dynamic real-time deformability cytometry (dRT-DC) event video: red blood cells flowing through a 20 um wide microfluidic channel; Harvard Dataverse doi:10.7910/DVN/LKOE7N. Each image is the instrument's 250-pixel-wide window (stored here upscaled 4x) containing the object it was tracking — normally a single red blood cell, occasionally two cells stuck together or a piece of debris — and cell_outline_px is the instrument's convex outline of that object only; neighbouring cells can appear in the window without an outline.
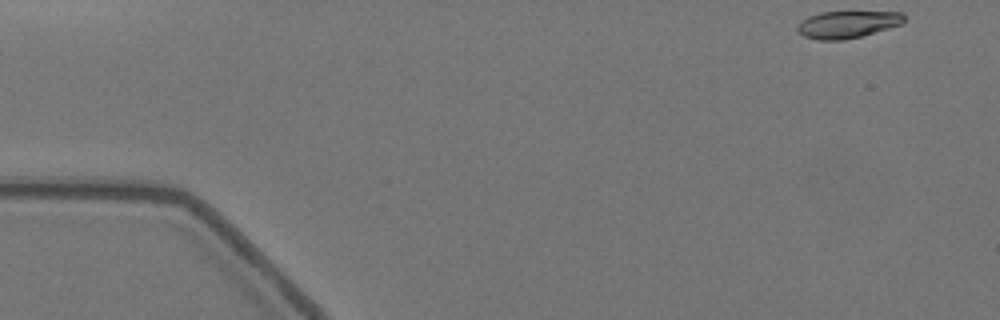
{"species": "Egyptian fruit bat (a non-hibernating species)", "species_latin": "Rousettus aegyptiacus", "temperature_condition": "warm", "stored_images_in_passage": 13, "camera_frame_rate_fps": 3000, "um_per_image_px": 0.085, "animal": {"sex": "female"}, "frame": {"image": 1, "passage_image": 1, "time_ms": 0.0, "image_size_px": [1000, 320], "cell_outline_px": [[904, 24], [860, 36], [844, 40], [816, 40], [804, 36], [796, 32], [796, 28], [800, 20], [808, 16], [820, 12], [904, 12]], "centroid_in_image_um": [71.99, 2.08], "position_along_channel_um": 13.0, "area_um2": 17.05}}
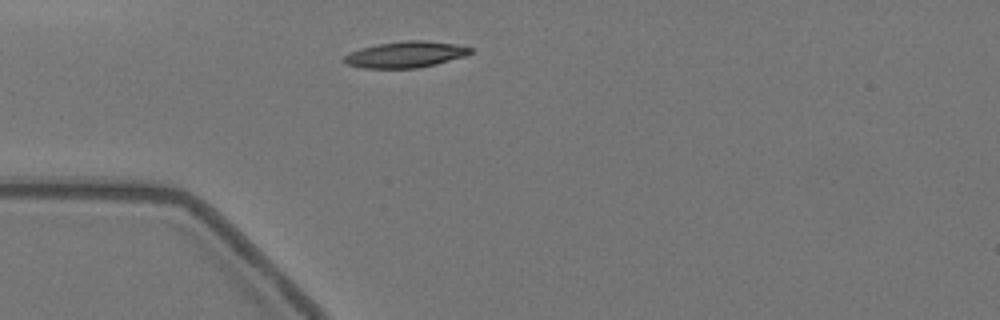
{"frame": {"image": 2, "passage_image": 13, "time_ms": 4.0, "image_size_px": [1000, 320], "cell_outline_px": [[472, 52], [464, 56], [436, 64], [420, 68], [364, 68], [344, 64], [340, 60], [344, 56], [360, 48], [376, 44], [404, 40], [428, 40], [460, 44], [472, 48]], "centroid_in_image_um": [34.46, 4.62], "position_along_channel_um": 50.5, "area_um2": 19.59}}